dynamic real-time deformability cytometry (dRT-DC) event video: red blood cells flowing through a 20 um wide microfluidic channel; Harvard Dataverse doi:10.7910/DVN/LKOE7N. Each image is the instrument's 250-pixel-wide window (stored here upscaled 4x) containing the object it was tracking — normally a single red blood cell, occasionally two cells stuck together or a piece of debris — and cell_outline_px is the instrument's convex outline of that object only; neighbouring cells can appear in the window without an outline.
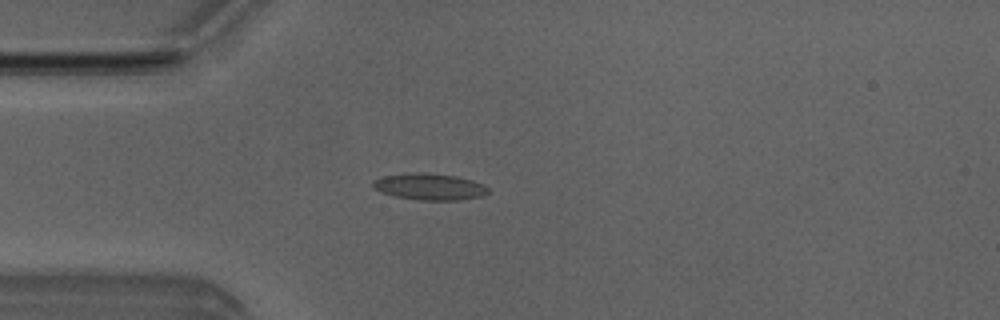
{"species": "Egyptian fruit bat (a non-hibernating species)", "species_latin": "Rousettus aegyptiacus", "temperature_condition": "room temperature", "stored_images_in_passage": 4, "camera_frame_rate_fps": 3000, "um_per_image_px": 0.085, "animal": {"sex": "male"}, "frame": {"image": 1, "passage_image": 4, "time_ms": 4.0, "image_size_px": [1000, 320], "cell_outline_px": [[488, 192], [480, 196], [460, 200], [420, 200], [396, 196], [380, 192], [372, 188], [372, 180], [384, 176], [412, 172], [424, 172], [456, 176], [472, 180], [484, 184], [488, 188]], "centroid_in_image_um": [36.48, 15.86], "position_along_channel_um": 48.5, "area_um2": 17.86}}